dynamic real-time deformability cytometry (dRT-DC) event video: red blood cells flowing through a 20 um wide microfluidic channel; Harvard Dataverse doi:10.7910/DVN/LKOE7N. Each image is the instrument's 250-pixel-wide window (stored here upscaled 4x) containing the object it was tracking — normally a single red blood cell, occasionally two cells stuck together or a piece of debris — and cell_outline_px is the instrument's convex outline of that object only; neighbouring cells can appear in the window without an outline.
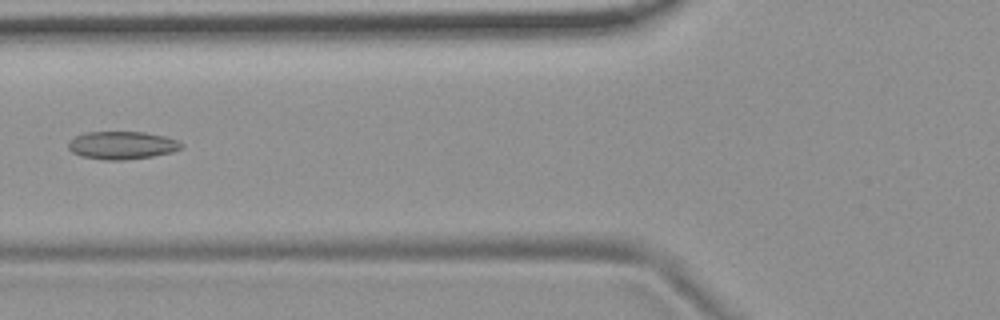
{"species": "common noctule bat (a hibernating species)", "species_latin": "Nyctalus noctula", "temperature_condition": "room temperature", "stored_images_in_passage": 6, "camera_frame_rate_fps": 3000, "um_per_image_px": 0.085, "animal": {"sex": "female", "body_mass_g": 19.9}, "frame": {"image": 1, "passage_image": 3, "time_ms": 0.667, "image_size_px": [1000, 320], "cell_outline_px": [[184, 148], [172, 152], [152, 156], [124, 160], [104, 160], [80, 156], [72, 152], [68, 148], [68, 140], [84, 132], [144, 132], [164, 136], [176, 140], [184, 144]], "centroid_in_image_um": [10.36, 12.35], "position_along_channel_um": 115.4, "area_um2": 18.5}}
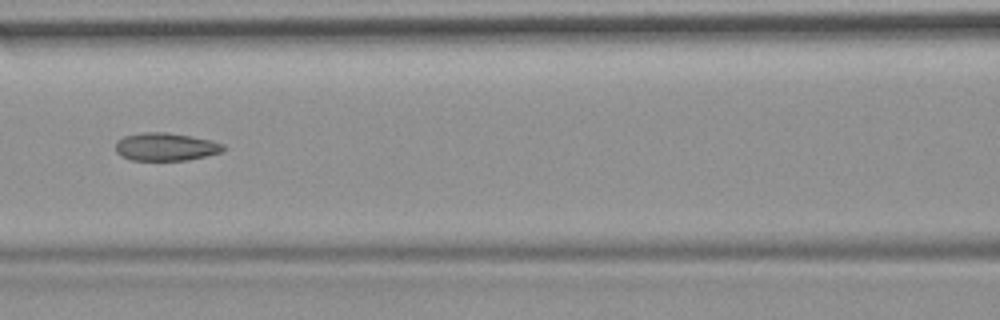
{"frame": {"image": 2, "passage_image": 4, "time_ms": 1.0, "image_size_px": [1000, 320], "cell_outline_px": [[224, 148], [220, 152], [188, 160], [132, 160], [120, 156], [116, 152], [116, 140], [124, 136], [140, 132], [164, 132], [212, 140], [224, 144]], "centroid_in_image_um": [14.03, 12.47], "position_along_channel_um": 152.6, "area_um2": 17.46}}
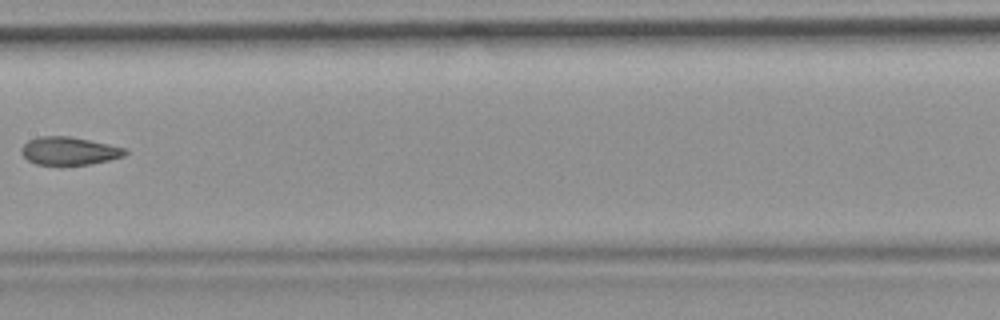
{"frame": {"image": 3, "passage_image": 5, "time_ms": 1.333, "image_size_px": [1000, 320], "cell_outline_px": [[128, 152], [124, 156], [92, 164], [36, 164], [28, 160], [20, 152], [20, 148], [28, 140], [40, 136], [68, 136], [108, 144], [124, 148]], "centroid_in_image_um": [5.85, 12.82], "position_along_channel_um": 201.5, "area_um2": 16.7}}